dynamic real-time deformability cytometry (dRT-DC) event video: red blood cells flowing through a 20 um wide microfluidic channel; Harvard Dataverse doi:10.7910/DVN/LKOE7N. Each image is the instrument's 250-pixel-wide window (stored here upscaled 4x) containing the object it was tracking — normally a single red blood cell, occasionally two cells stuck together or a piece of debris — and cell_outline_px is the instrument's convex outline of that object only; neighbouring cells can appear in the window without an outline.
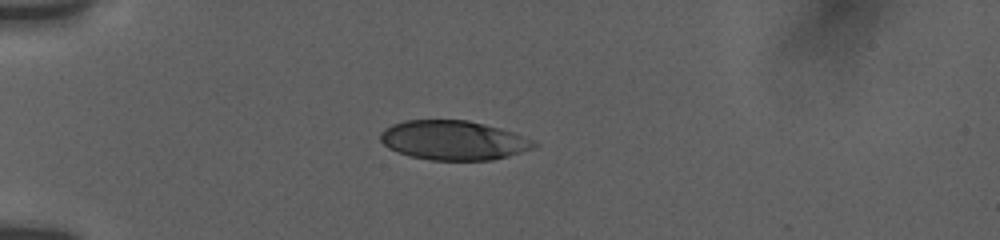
{"species": "human", "species_latin": "Homo sapiens", "temperature_condition": "room temperature", "stored_images_in_passage": 33, "camera_frame_rate_fps": 3000, "um_per_image_px": 0.085, "donor": {"sex": "female"}, "frame": {"image": 1, "passage_image": 5, "time_ms": 1.333, "image_size_px": [1000, 240], "cell_outline_px": [[500, 156], [480, 160], [444, 160], [416, 156], [392, 148], [384, 140], [384, 136], [392, 128], [400, 124], [416, 120], [460, 120], [476, 124], [488, 128]], "centroid_in_image_um": [37.67, 11.9], "position_along_channel_um": 47.3, "area_um2": 26.59}}
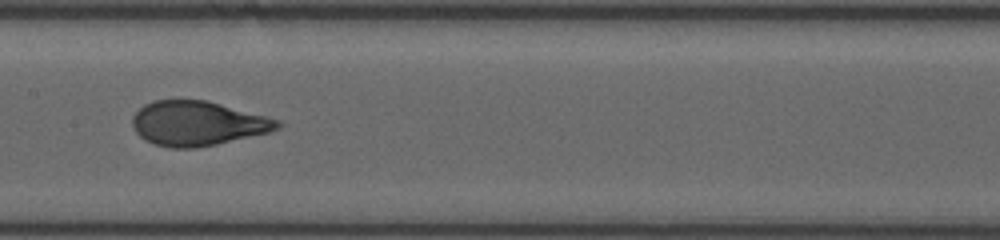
{"frame": {"image": 2, "passage_image": 19, "time_ms": 6.0, "image_size_px": [1000, 240], "cell_outline_px": [[272, 124], [268, 128], [260, 132], [208, 144], [164, 144], [152, 140], [144, 136], [140, 132], [136, 124], [136, 116], [144, 108], [152, 104], [164, 100], [196, 100], [212, 104], [264, 120]], "centroid_in_image_um": [16.57, 10.44], "position_along_channel_um": 190.8, "area_um2": 31.15}}
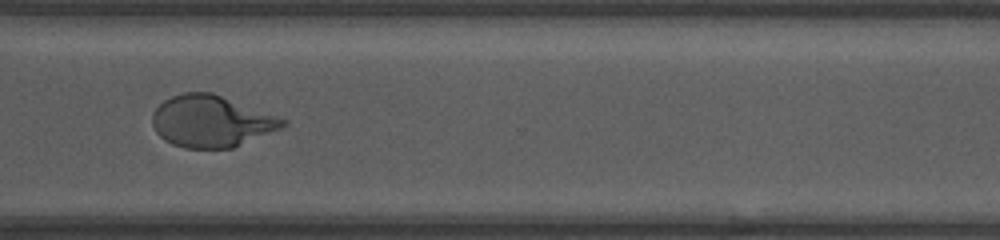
{"frame": {"image": 3, "passage_image": 32, "time_ms": 10.333, "image_size_px": [1000, 240], "cell_outline_px": [[264, 128], [236, 144], [228, 148], [192, 148], [180, 144], [164, 104], [168, 100], [176, 96], [216, 96], [224, 100], [264, 124]], "centroid_in_image_um": [17.82, 10.37], "position_along_channel_um": 352.8, "area_um2": 27.05}}